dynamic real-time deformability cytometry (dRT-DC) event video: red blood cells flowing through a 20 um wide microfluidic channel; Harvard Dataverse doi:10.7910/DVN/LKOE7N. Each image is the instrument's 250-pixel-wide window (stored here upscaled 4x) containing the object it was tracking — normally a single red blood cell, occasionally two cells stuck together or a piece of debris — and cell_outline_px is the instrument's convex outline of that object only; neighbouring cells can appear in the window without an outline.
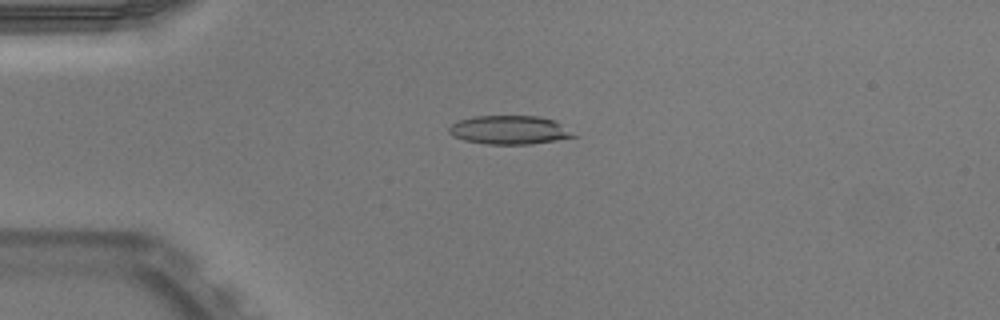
{"species": "Egyptian fruit bat (a non-hibernating species)", "species_latin": "Rousettus aegyptiacus", "temperature_condition": "warm", "stored_images_in_passage": 50, "camera_frame_rate_fps": 3000, "um_per_image_px": 0.085, "animal": {"sex": "male"}, "frame": {"image": 1, "passage_image": 12, "time_ms": 3.667, "image_size_px": [1000, 320], "cell_outline_px": [[576, 136], [556, 140], [532, 144], [484, 144], [464, 140], [452, 136], [448, 132], [448, 128], [456, 120], [476, 116], [540, 116], [556, 120]], "centroid_in_image_um": [43.25, 11.04], "position_along_channel_um": 41.7, "area_um2": 20.87}}
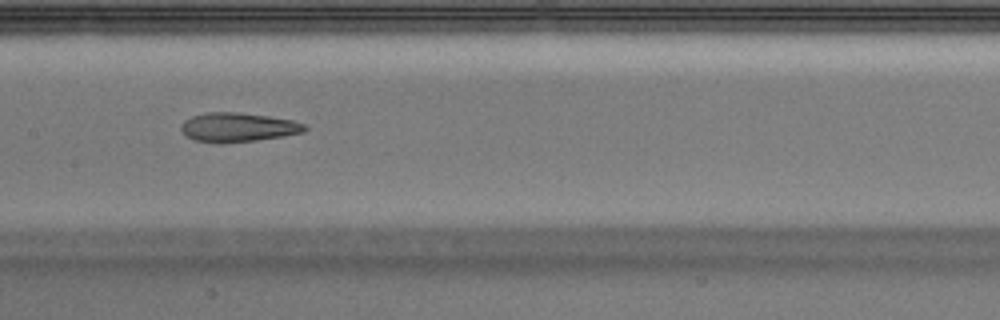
{"frame": {"image": 2, "passage_image": 25, "time_ms": 8.0, "image_size_px": [1000, 320], "cell_outline_px": [[308, 128], [304, 132], [284, 136], [256, 140], [192, 140], [184, 136], [180, 128], [180, 124], [184, 120], [192, 116], [208, 112], [236, 112], [268, 116], [292, 120], [304, 124]], "centroid_in_image_um": [20.23, 10.78], "position_along_channel_um": 187.2, "area_um2": 20.35}}
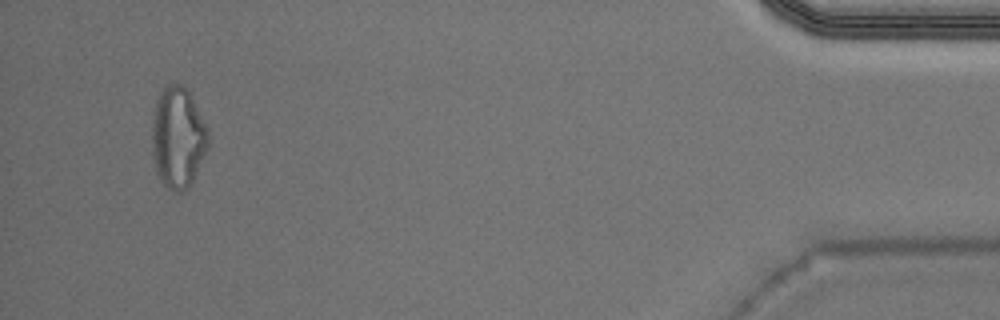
{"frame": {"image": 3, "passage_image": 48, "time_ms": 15.667, "image_size_px": [1000, 320], "cell_outline_px": [[208, 148], [188, 188], [180, 192], [176, 192], [168, 188], [160, 180], [156, 172], [152, 156], [152, 120], [156, 100], [164, 88], [168, 84], [180, 84], [188, 88], [208, 128]], "centroid_in_image_um": [15.11, 11.68], "position_along_channel_um": 420.1, "area_um2": 33.29}, "authors_computed_cell_mechanics": {"area_um2": 21.7328, "velocity_mm_per_s": 3.9827, "shape_relaxation_time_tau1_ms": null, "shape_relaxation_time_tau2_ms": 2.7718, "deformation_change_tau1": null, "deformation_change_tau2": 0.1276}}